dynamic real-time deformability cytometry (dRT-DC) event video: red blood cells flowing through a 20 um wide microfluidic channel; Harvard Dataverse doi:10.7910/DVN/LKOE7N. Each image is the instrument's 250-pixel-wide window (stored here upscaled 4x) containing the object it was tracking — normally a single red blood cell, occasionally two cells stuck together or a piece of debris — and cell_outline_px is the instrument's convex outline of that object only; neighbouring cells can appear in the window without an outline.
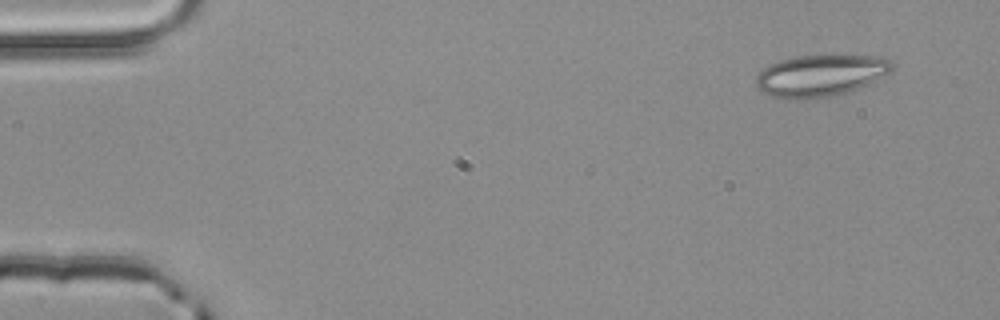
{"species": "common noctule bat (a hibernating species)", "species_latin": "Nyctalus noctula", "temperature_condition": "room temperature", "stored_images_in_passage": 3, "camera_frame_rate_fps": 3000, "um_per_image_px": 0.085, "animal": {"sex": "male", "body_mass_g": 20.4}, "frame": {"image": 1, "passage_image": 1, "time_ms": 0.0, "image_size_px": [1000, 320], "cell_outline_px": [[892, 68], [888, 72], [852, 92], [832, 96], [792, 100], [788, 100], [772, 96], [764, 92], [756, 84], [756, 76], [768, 64], [780, 60], [796, 56], [884, 56], [892, 60]], "centroid_in_image_um": [69.72, 6.43], "position_along_channel_um": 15.3, "area_um2": 32.89}}